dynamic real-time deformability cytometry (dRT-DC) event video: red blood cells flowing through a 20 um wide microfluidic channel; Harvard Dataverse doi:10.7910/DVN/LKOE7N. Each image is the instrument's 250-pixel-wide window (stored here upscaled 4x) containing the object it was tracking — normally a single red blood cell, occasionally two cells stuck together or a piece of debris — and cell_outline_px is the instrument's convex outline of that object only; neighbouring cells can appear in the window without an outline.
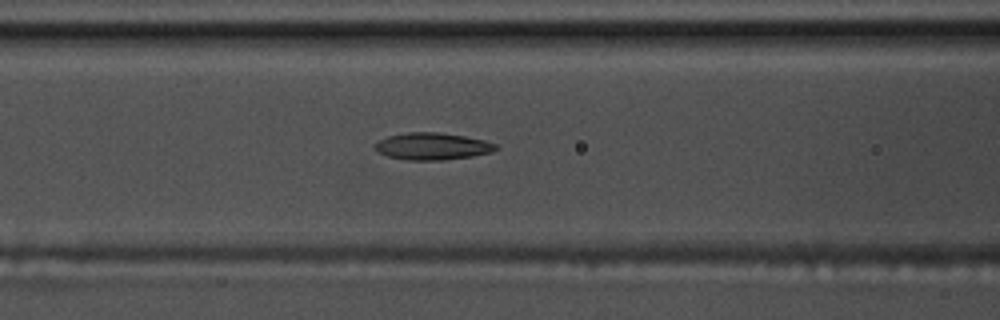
{"species": "common noctule bat (a hibernating species)", "species_latin": "Nyctalus noctula", "temperature_condition": "warm", "stored_images_in_passage": 39, "camera_frame_rate_fps": 3000, "um_per_image_px": 0.085, "animal": {"sex": "male", "body_mass_g": 17.5, "forearm_length_mm": 52.3}, "frame": {"image": 1, "passage_image": 6, "time_ms": 1.667, "image_size_px": [1000, 320], "cell_outline_px": [[500, 148], [492, 152], [472, 156], [444, 160], [404, 160], [388, 156], [376, 152], [376, 144], [380, 140], [388, 136], [408, 132], [436, 132], [464, 136], [484, 140], [496, 144]], "centroid_in_image_um": [36.77, 12.44], "position_along_channel_um": 129.8, "area_um2": 19.02}}
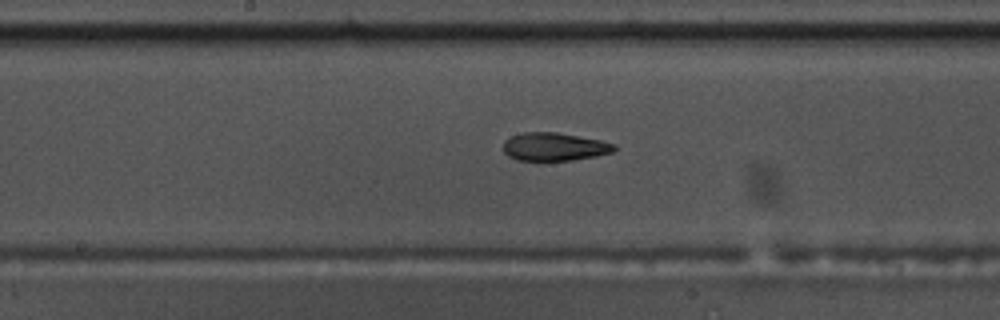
{"frame": {"image": 2, "passage_image": 12, "time_ms": 3.667, "image_size_px": [1000, 320], "cell_outline_px": [[616, 148], [612, 152], [596, 156], [572, 160], [516, 160], [508, 156], [504, 152], [504, 140], [512, 136], [524, 132], [556, 132], [600, 140], [616, 144]], "centroid_in_image_um": [47.11, 12.47], "position_along_channel_um": 201.1, "area_um2": 18.09}}
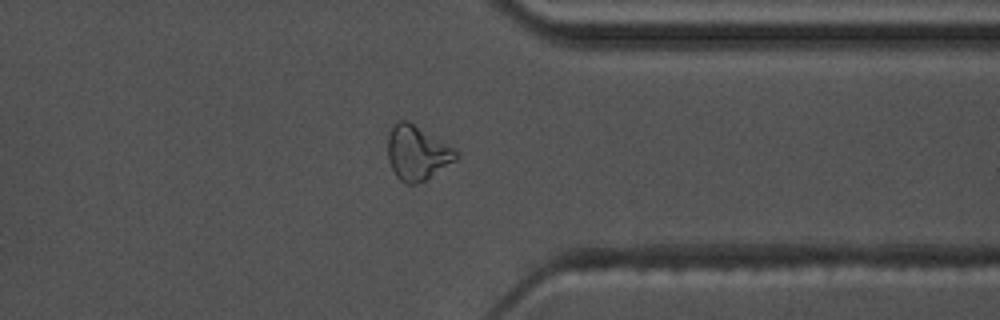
{"frame": {"image": 3, "passage_image": 27, "time_ms": 8.667, "image_size_px": [1000, 320], "cell_outline_px": [[460, 156], [456, 160], [424, 180], [416, 184], [408, 184], [400, 180], [396, 176], [388, 160], [388, 132], [392, 124], [396, 120], [408, 120], [452, 148]], "centroid_in_image_um": [35.4, 12.97], "position_along_channel_um": 376.0, "area_um2": 21.39}, "authors_computed_cell_mechanics": {"area_um2": 19.074, "velocity_mm_per_s": 3.5774, "shape_relaxation_time_tau1_ms": 6.5366, "shape_relaxation_time_tau2_ms": 4.1669, "deformation_change_tau1": 0.1899, "deformation_change_tau2": 0.1183}}